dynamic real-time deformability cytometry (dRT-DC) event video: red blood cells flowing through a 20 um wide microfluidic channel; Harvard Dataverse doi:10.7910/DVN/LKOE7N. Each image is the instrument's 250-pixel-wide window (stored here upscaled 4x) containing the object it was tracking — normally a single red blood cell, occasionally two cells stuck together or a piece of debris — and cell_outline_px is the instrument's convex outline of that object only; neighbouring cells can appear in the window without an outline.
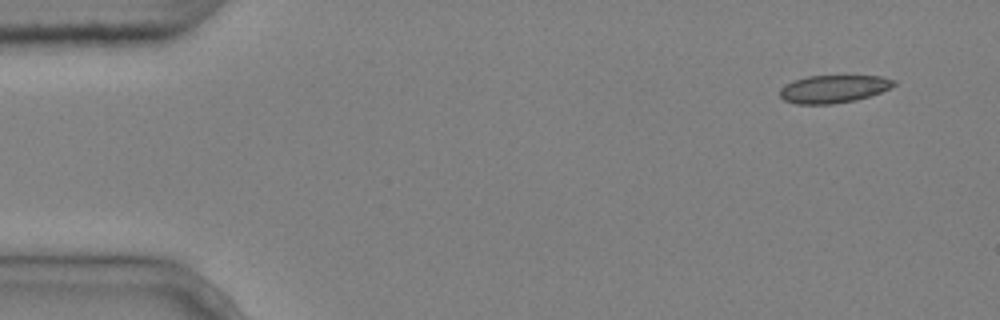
{"species": "common noctule bat (a hibernating species)", "species_latin": "Nyctalus noctula", "temperature_condition": "cold", "stored_images_in_passage": 4, "camera_frame_rate_fps": 3000, "um_per_image_px": 0.085, "animal": {"sex": "male", "body_mass_g": 20.4}, "frame": {"image": 1, "passage_image": 1, "time_ms": 0.0, "image_size_px": [1000, 320], "cell_outline_px": [[896, 84], [880, 92], [856, 100], [832, 104], [796, 104], [784, 100], [780, 96], [780, 88], [784, 84], [792, 80], [808, 76], [880, 76], [896, 80]], "centroid_in_image_um": [70.8, 7.56], "position_along_channel_um": 14.2, "area_um2": 18.44}}
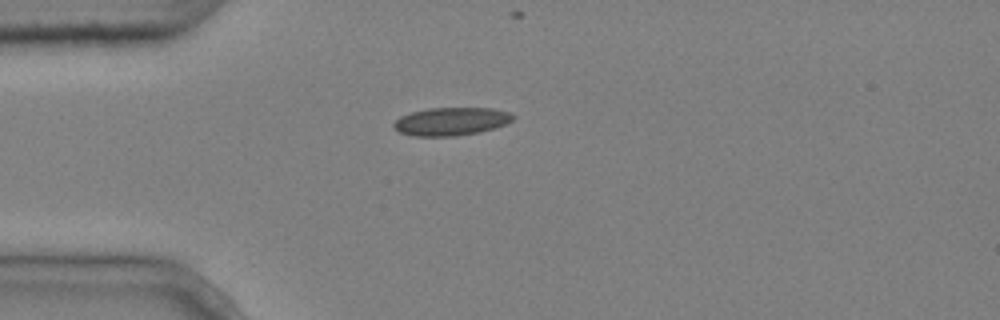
{"frame": {"image": 2, "passage_image": 4, "time_ms": 1.0, "image_size_px": [1000, 320], "cell_outline_px": [[516, 116], [508, 124], [496, 128], [480, 132], [456, 136], [412, 136], [400, 132], [392, 124], [400, 116], [412, 112], [428, 108], [492, 108], [508, 112]], "centroid_in_image_um": [38.38, 10.32], "position_along_channel_um": 46.6, "area_um2": 19.59}}